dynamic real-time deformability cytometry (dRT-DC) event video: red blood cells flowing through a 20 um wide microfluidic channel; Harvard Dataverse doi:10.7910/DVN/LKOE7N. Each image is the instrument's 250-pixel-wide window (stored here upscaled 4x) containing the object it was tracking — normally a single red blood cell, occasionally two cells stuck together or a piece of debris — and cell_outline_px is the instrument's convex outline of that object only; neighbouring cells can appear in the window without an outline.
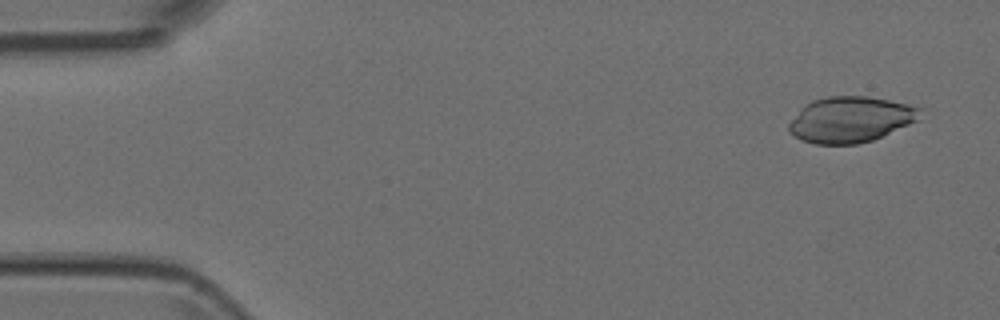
{"species": "Egyptian fruit bat (a non-hibernating species)", "species_latin": "Rousettus aegyptiacus", "temperature_condition": "room temperature", "stored_images_in_passage": 4, "camera_frame_rate_fps": 3000, "um_per_image_px": 0.085, "animal": {"sex": "female"}, "frame": {"image": 1, "passage_image": 1, "time_ms": 0.0, "image_size_px": [1000, 320], "cell_outline_px": [[928, 108], [920, 120], [872, 140], [856, 144], [816, 144], [804, 140], [796, 136], [788, 128], [788, 124], [812, 100], [828, 96], [868, 96]], "centroid_in_image_um": [72.43, 10.14], "position_along_channel_um": 12.6, "area_um2": 34.91}}